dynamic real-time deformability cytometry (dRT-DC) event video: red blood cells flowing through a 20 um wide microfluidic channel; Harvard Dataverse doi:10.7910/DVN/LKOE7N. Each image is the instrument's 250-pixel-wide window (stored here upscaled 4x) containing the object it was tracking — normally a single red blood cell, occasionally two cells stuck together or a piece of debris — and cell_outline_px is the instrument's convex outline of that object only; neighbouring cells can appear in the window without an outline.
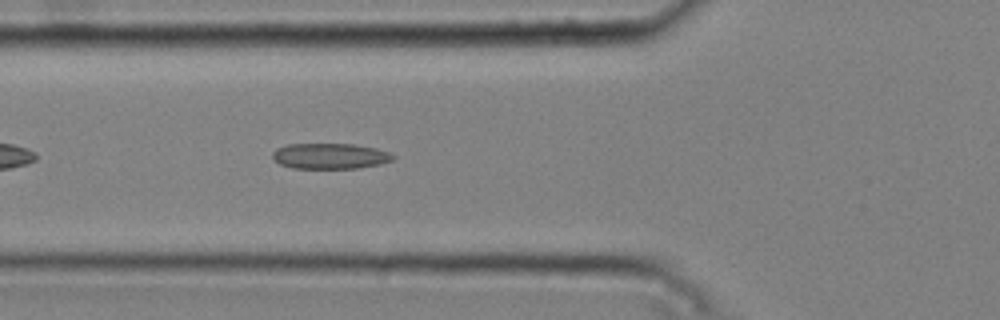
{"species": "common noctule bat (a hibernating species)", "species_latin": "Nyctalus noctula", "temperature_condition": "cold", "stored_images_in_passage": 38, "camera_frame_rate_fps": 3000, "um_per_image_px": 0.085, "animal": {"sex": "male", "body_mass_g": 20.4}, "frame": {"image": 1, "passage_image": 6, "time_ms": 1.667, "image_size_px": [1000, 320], "cell_outline_px": [[396, 156], [392, 160], [380, 164], [356, 168], [292, 168], [280, 164], [272, 156], [272, 152], [276, 148], [284, 144], [352, 144], [376, 148], [388, 152]], "centroid_in_image_um": [28.03, 13.26], "position_along_channel_um": 97.8, "area_um2": 17.98}}
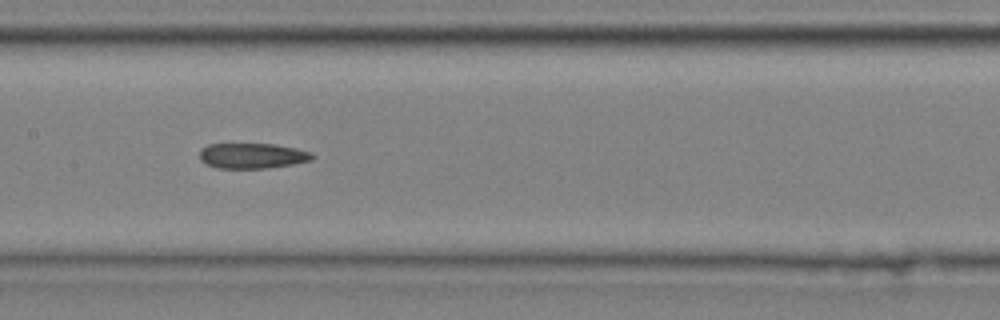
{"frame": {"image": 2, "passage_image": 13, "time_ms": 4.0, "image_size_px": [1000, 320], "cell_outline_px": [[316, 156], [312, 160], [292, 164], [268, 168], [216, 168], [200, 160], [200, 148], [208, 144], [276, 144], [296, 148], [312, 152]], "centroid_in_image_um": [21.47, 13.23], "position_along_channel_um": 185.9, "area_um2": 16.76}}
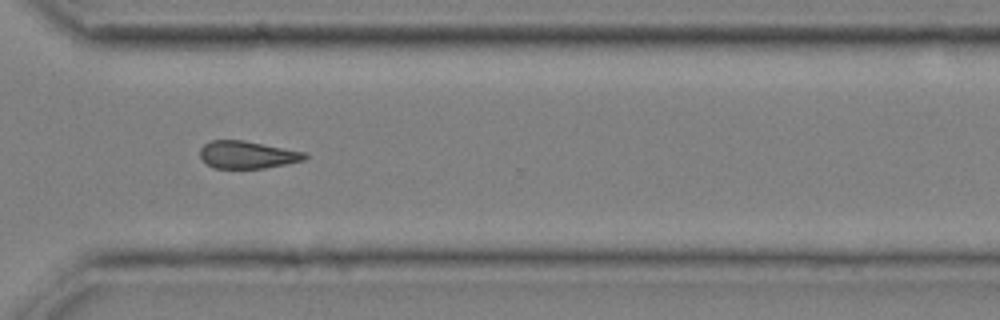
{"frame": {"image": 3, "passage_image": 26, "time_ms": 8.333, "image_size_px": [1000, 320], "cell_outline_px": [[308, 156], [304, 160], [288, 164], [264, 168], [216, 168], [208, 164], [200, 156], [200, 148], [204, 144], [212, 140], [244, 140], [308, 152]], "centroid_in_image_um": [21.08, 13.14], "position_along_channel_um": 349.5, "area_um2": 16.88}, "authors_computed_cell_mechanics": {"area_um2": 17.051, "velocity_mm_per_s": 3.767, "shape_relaxation_time_tau1_ms": null, "shape_relaxation_time_tau2_ms": 11.0119, "deformation_change_tau1": null, "deformation_change_tau2": 0.2493}}